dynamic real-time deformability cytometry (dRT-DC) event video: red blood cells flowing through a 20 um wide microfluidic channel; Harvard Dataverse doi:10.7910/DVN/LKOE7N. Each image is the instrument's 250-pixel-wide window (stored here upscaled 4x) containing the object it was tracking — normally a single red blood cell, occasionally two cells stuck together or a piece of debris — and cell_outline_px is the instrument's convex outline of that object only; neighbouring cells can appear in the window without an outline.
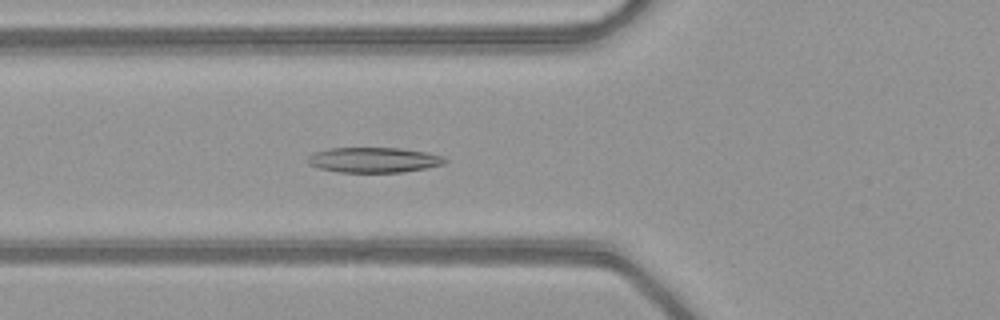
{"species": "common noctule bat (a hibernating species)", "species_latin": "Nyctalus noctula", "temperature_condition": "warm", "stored_images_in_passage": 24, "camera_frame_rate_fps": 3000, "um_per_image_px": 0.085, "animal": {"sex": "female", "body_mass_g": 21.9}, "frame": {"image": 1, "passage_image": 7, "time_ms": 2.0, "image_size_px": [1000, 320], "cell_outline_px": [[448, 160], [444, 164], [424, 168], [400, 172], [340, 172], [320, 168], [308, 164], [308, 156], [312, 152], [328, 148], [400, 148], [428, 152], [444, 156]], "centroid_in_image_um": [31.77, 13.58], "position_along_channel_um": 94.0, "area_um2": 20.17}}
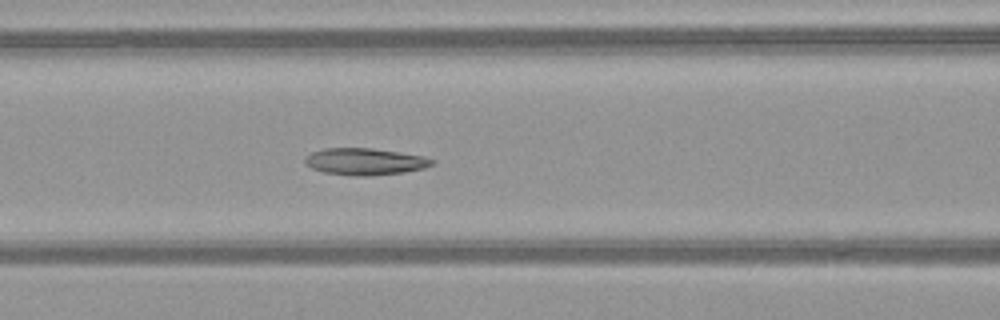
{"frame": {"image": 2, "passage_image": 10, "time_ms": 3.0, "image_size_px": [1000, 320], "cell_outline_px": [[436, 164], [424, 168], [404, 172], [368, 176], [356, 176], [324, 172], [312, 168], [304, 164], [304, 156], [312, 152], [324, 148], [372, 148], [400, 152], [424, 156], [436, 160]], "centroid_in_image_um": [31.03, 13.73], "position_along_channel_um": 135.6, "area_um2": 20.06}}
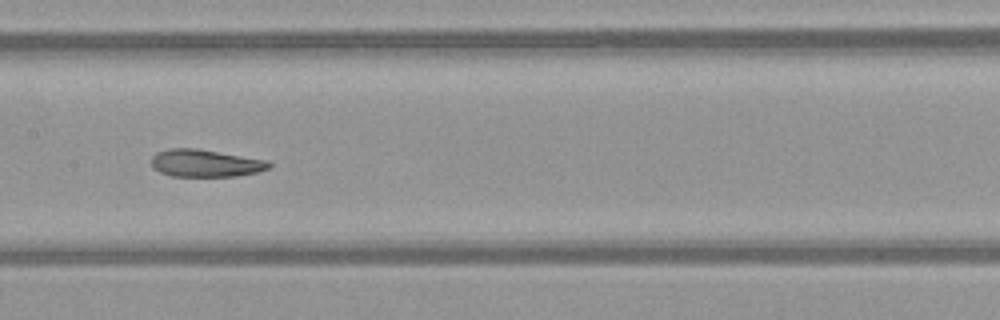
{"frame": {"image": 3, "passage_image": 14, "time_ms": 4.333, "image_size_px": [1000, 320], "cell_outline_px": [[272, 164], [268, 168], [256, 172], [236, 176], [172, 176], [160, 172], [152, 168], [152, 156], [156, 152], [168, 148], [196, 148], [268, 160]], "centroid_in_image_um": [17.43, 13.86], "position_along_channel_um": 190.0, "area_um2": 18.79}}